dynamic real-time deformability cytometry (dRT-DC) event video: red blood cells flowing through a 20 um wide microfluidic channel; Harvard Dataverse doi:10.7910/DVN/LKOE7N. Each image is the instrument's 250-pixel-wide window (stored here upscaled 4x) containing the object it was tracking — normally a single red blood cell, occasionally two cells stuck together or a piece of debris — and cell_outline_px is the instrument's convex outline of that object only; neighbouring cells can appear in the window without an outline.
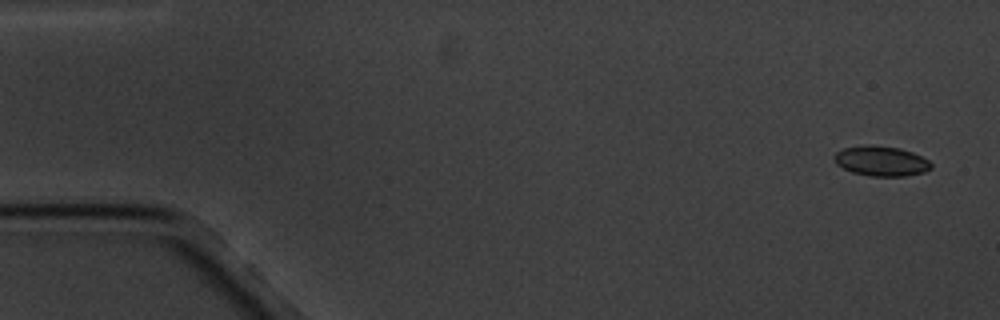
{"species": "common noctule bat (a hibernating species)", "species_latin": "Nyctalus noctula", "temperature_condition": "cold", "stored_images_in_passage": 5, "segment_of_instrument_passage": [1, 2], "camera_frame_rate_fps": 3000, "um_per_image_px": 0.085, "animal": {"sex": "male", "body_mass_g": 20.1, "forearm_length_mm": 53.5}, "frame": {"image": 1, "passage_image": 1, "time_ms": 0.0, "image_size_px": [1000, 320], "cell_outline_px": [[932, 168], [924, 172], [904, 176], [872, 176], [852, 172], [836, 164], [832, 156], [836, 152], [844, 148], [900, 148], [912, 152], [928, 160], [932, 164]], "centroid_in_image_um": [74.93, 13.74], "position_along_channel_um": 10.1, "area_um2": 16.13}}
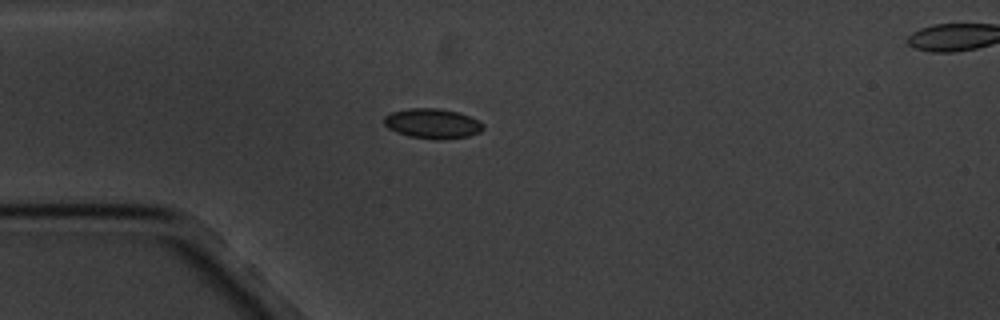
{"frame": {"image": 2, "passage_image": 4, "time_ms": 4.333, "image_size_px": [1000, 320], "cell_outline_px": [[484, 128], [480, 132], [468, 136], [436, 140], [408, 136], [396, 132], [388, 128], [384, 124], [384, 116], [392, 112], [412, 108], [440, 108], [460, 112], [484, 124]], "centroid_in_image_um": [36.75, 10.5], "position_along_channel_um": 48.2, "area_um2": 17.28}}